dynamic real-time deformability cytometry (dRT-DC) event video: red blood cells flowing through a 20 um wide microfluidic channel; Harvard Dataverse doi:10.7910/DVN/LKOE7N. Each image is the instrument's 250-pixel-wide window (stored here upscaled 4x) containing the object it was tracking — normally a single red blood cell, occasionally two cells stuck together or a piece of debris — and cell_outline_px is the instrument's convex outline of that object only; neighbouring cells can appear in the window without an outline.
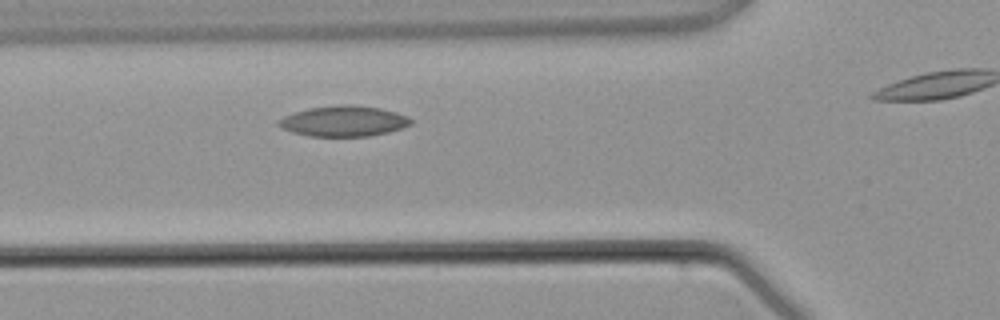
{"species": "common noctule bat (a hibernating species)", "species_latin": "Nyctalus noctula", "temperature_condition": "warm", "stored_images_in_passage": 3, "camera_frame_rate_fps": 3000, "um_per_image_px": 0.085, "animal": {"sex": "male", "body_mass_g": 21.5, "forearm_length_mm": 52.0}, "frame": {"image": 1, "passage_image": 2, "time_ms": 1.333, "image_size_px": [1000, 320], "cell_outline_px": [[412, 124], [404, 128], [388, 132], [368, 136], [308, 136], [292, 132], [276, 124], [276, 120], [284, 116], [308, 108], [340, 104], [352, 104], [380, 108], [396, 112], [408, 116], [412, 120]], "centroid_in_image_um": [29.23, 10.29], "position_along_channel_um": 96.6, "area_um2": 23.7}}